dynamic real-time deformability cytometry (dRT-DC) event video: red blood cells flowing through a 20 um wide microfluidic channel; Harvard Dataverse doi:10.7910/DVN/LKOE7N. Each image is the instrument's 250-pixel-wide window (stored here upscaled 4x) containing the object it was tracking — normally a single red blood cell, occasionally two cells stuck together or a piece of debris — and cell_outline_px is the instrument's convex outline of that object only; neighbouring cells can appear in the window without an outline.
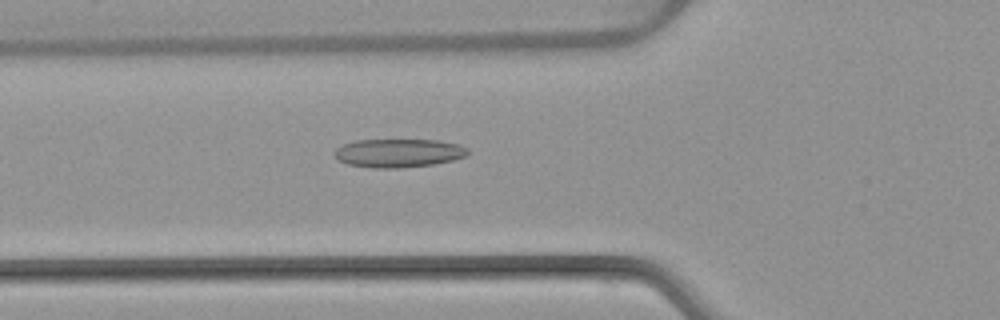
{"species": "common noctule bat (a hibernating species)", "species_latin": "Nyctalus noctula", "temperature_condition": "warm", "stored_images_in_passage": 5, "camera_frame_rate_fps": 3000, "um_per_image_px": 0.085, "animal": {"sex": "female", "body_mass_g": 22.7, "forearm_length_mm": 54.2}, "frame": {"image": 1, "passage_image": 5, "time_ms": 5.333, "image_size_px": [1000, 320], "cell_outline_px": [[468, 156], [452, 160], [432, 164], [400, 168], [372, 168], [348, 164], [340, 160], [332, 152], [336, 148], [344, 144], [356, 140], [440, 140], [460, 144], [468, 148]], "centroid_in_image_um": [33.9, 13.0], "position_along_channel_um": 91.9, "area_um2": 22.2}}